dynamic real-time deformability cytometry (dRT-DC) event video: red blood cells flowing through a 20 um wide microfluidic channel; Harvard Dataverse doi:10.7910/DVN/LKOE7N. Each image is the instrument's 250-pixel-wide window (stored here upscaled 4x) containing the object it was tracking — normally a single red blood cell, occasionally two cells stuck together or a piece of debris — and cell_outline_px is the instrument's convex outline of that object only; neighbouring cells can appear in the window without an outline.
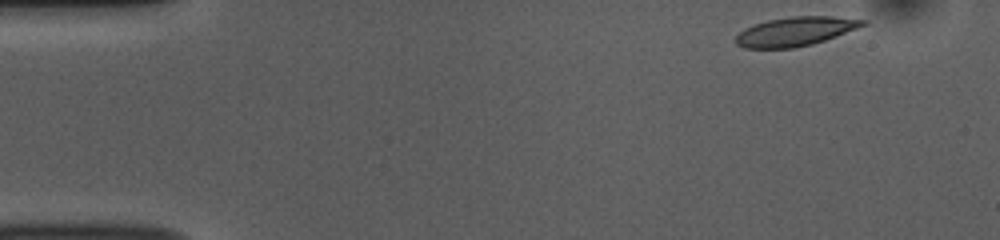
{"species": "common noctule bat (a hibernating species)", "species_latin": "Nyctalus noctula", "temperature_condition": "room temperature", "stored_images_in_passage": 49, "camera_frame_rate_fps": 3000, "um_per_image_px": 0.085, "animal": {"sex": "female", "body_mass_g": 10.0, "forearm_length_mm": 53.1}, "frame": {"image": 1, "passage_image": 1, "time_ms": 0.0, "image_size_px": [1000, 240], "cell_outline_px": [[868, 24], [824, 40], [812, 44], [792, 48], [744, 48], [736, 44], [736, 36], [744, 28], [768, 20], [792, 16], [832, 16], [868, 20]], "centroid_in_image_um": [67.61, 2.67], "position_along_channel_um": 17.4, "area_um2": 21.33}}
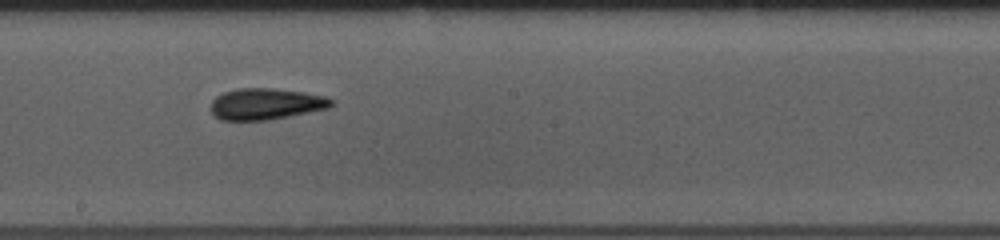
{"frame": {"image": 2, "passage_image": 25, "time_ms": 8.0, "image_size_px": [1000, 240], "cell_outline_px": [[332, 104], [328, 108], [268, 120], [220, 120], [212, 116], [212, 100], [216, 96], [224, 92], [236, 88], [272, 88], [304, 92], [324, 96], [332, 100]], "centroid_in_image_um": [22.55, 8.83], "position_along_channel_um": 225.7, "area_um2": 21.91}}
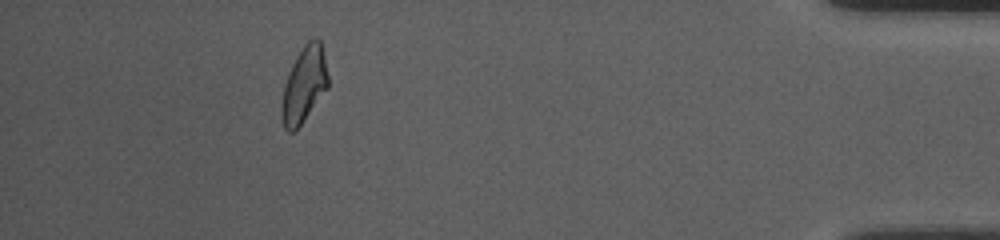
{"frame": {"image": 3, "passage_image": 44, "time_ms": 14.333, "image_size_px": [1000, 240], "cell_outline_px": [[328, 88], [296, 132], [288, 132], [284, 128], [280, 120], [280, 108], [284, 84], [292, 64], [296, 56], [304, 44], [308, 40], [316, 36], [320, 40], [324, 56], [328, 76]], "centroid_in_image_um": [25.82, 7.25], "position_along_channel_um": 409.4, "area_um2": 20.92}, "authors_computed_cell_mechanics": {"area_um2": 21.4438, "velocity_mm_per_s": 3.7663, "shape_relaxation_time_tau1_ms": 4.6793, "shape_relaxation_time_tau2_ms": 3.122, "deformation_change_tau1": 0.1283, "deformation_change_tau2": 0.1082}}